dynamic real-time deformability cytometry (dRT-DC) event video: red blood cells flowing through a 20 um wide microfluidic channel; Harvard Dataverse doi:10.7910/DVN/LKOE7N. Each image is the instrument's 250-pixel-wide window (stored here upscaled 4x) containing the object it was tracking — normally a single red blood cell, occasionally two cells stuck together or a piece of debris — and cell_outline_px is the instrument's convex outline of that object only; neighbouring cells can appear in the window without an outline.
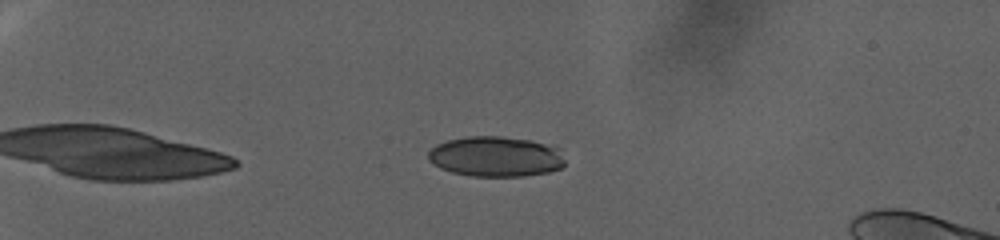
{"species": "human", "species_latin": "Homo sapiens", "temperature_condition": "warm", "stored_images_in_passage": 78, "camera_frame_rate_fps": 3000, "um_per_image_px": 0.085, "donor": {"sex": "female"}, "frame": {"image": 1, "passage_image": 10, "time_ms": 3.0, "image_size_px": [1000, 240], "cell_outline_px": [[564, 164], [560, 168], [548, 172], [524, 176], [472, 176], [452, 172], [440, 168], [428, 160], [428, 152], [436, 144], [448, 140], [468, 136], [500, 136], [532, 140], [560, 148], [564, 160]], "centroid_in_image_um": [42.14, 13.3], "position_along_channel_um": 42.9, "area_um2": 32.19}}
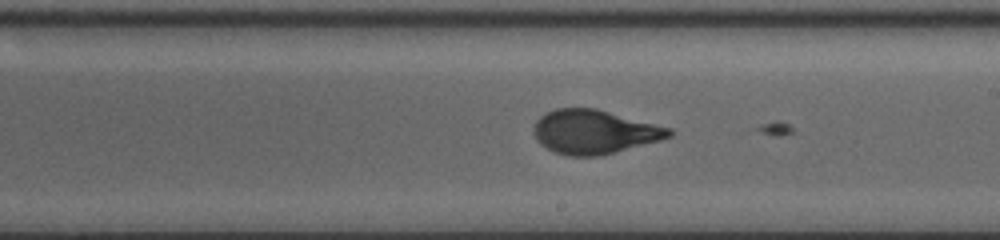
{"frame": {"image": 2, "passage_image": 45, "time_ms": 14.667, "image_size_px": [1000, 240], "cell_outline_px": [[672, 136], [660, 140], [596, 156], [568, 156], [556, 152], [540, 144], [536, 140], [532, 132], [532, 128], [536, 120], [540, 116], [556, 108], [596, 108], [672, 128]], "centroid_in_image_um": [50.48, 11.19], "position_along_channel_um": 238.5, "area_um2": 34.51}}
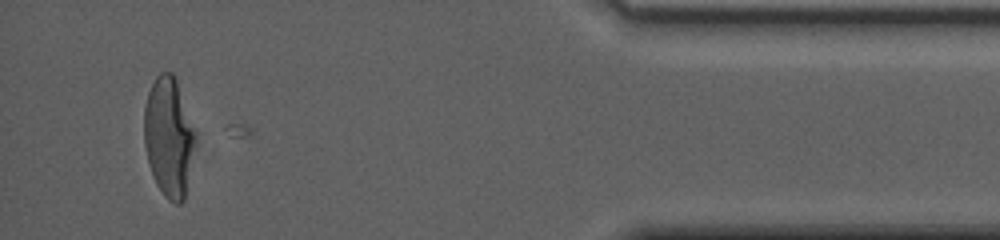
{"frame": {"image": 3, "passage_image": 74, "time_ms": 24.333, "image_size_px": [1000, 240], "cell_outline_px": [[192, 144], [184, 200], [180, 204], [176, 204], [168, 200], [164, 196], [156, 184], [152, 176], [148, 164], [144, 144], [144, 108], [148, 92], [156, 76], [160, 72], [172, 72], [176, 80], [192, 132]], "centroid_in_image_um": [14.24, 11.67], "position_along_channel_um": 421.0, "area_um2": 34.04}, "authors_computed_cell_mechanics": {"area_um2": 34.1309, "velocity_mm_per_s": 2.3402, "shape_relaxation_time_tau1_ms": 9.5067, "shape_relaxation_time_tau2_ms": null, "deformation_change_tau1": 0.2616, "deformation_change_tau2": null}}